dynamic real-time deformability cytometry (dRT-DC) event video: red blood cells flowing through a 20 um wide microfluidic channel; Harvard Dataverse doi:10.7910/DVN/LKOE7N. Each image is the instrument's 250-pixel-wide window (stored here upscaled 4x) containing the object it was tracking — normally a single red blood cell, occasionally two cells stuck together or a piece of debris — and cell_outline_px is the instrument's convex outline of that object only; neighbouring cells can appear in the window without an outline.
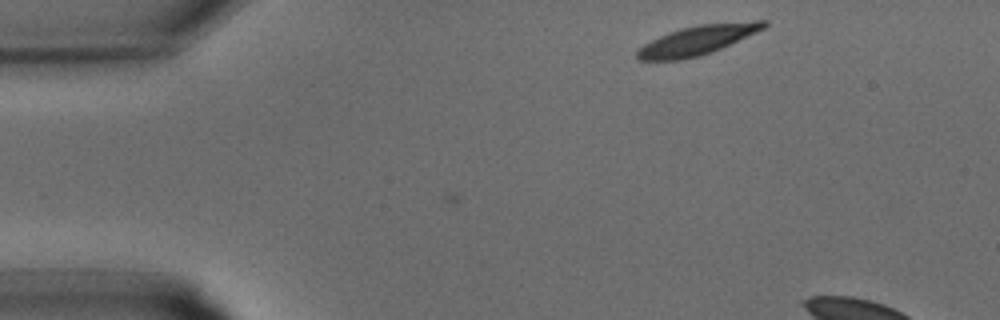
{"species": "common noctule bat (a hibernating species)", "species_latin": "Nyctalus noctula", "temperature_condition": "warm", "stored_images_in_passage": 5, "camera_frame_rate_fps": 3000, "um_per_image_px": 0.085, "animal": {"sex": "male", "body_mass_g": 15.6}, "frame": {"image": 1, "passage_image": 1, "time_ms": 0.0, "image_size_px": [1000, 320], "cell_outline_px": [[768, 24], [764, 28], [756, 32], [712, 52], [700, 56], [680, 60], [640, 60], [636, 56], [636, 52], [644, 44], [668, 32], [680, 28], [700, 24], [756, 20], [768, 20]], "centroid_in_image_um": [59.29, 3.4], "position_along_channel_um": 25.7, "area_um2": 21.56}}